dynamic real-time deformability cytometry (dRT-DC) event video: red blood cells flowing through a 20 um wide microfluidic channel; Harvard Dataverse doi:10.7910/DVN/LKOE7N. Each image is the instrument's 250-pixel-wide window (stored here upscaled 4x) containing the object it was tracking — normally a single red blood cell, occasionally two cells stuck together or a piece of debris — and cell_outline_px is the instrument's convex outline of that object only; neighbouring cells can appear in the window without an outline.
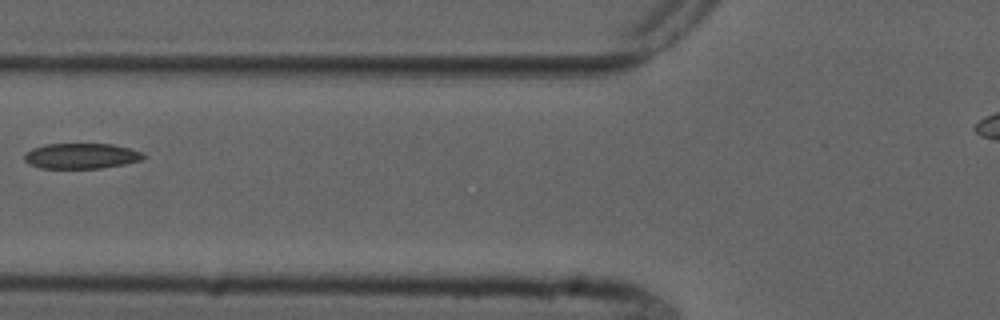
{"species": "common noctule bat (a hibernating species)", "species_latin": "Nyctalus noctula", "temperature_condition": "cold", "stored_images_in_passage": 6, "camera_frame_rate_fps": 3000, "um_per_image_px": 0.085, "animal": {"sex": "male", "forearm_length_mm": 52.5}, "frame": {"image": 1, "passage_image": 6, "time_ms": 6.667, "image_size_px": [1000, 320], "cell_outline_px": [[148, 156], [144, 160], [124, 164], [100, 168], [40, 168], [24, 160], [24, 152], [32, 148], [44, 144], [112, 144], [144, 152]], "centroid_in_image_um": [6.95, 13.25], "position_along_channel_um": 118.9, "area_um2": 17.8}}